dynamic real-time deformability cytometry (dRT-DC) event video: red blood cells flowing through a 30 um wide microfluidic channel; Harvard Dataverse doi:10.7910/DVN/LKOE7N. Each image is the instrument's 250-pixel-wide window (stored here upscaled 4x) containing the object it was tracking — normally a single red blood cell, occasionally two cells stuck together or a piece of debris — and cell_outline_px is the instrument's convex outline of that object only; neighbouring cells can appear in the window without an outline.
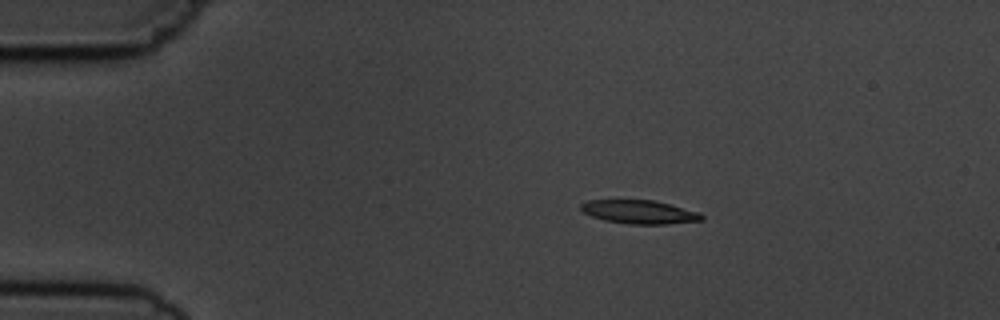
{"species": "common noctule bat (a hibernating species)", "species_latin": "Nyctalus noctula", "temperature_condition": "cold", "stored_images_in_passage": 7, "camera_frame_rate_fps": 3000, "um_per_image_px": 0.085, "animal": {"sex": "male", "body_mass_g": 19.5, "forearm_length_mm": 54.6}, "frame": {"image": 1, "passage_image": 3, "time_ms": 2.333, "image_size_px": [1000, 320], "cell_outline_px": [[704, 220], [668, 224], [628, 224], [604, 220], [592, 216], [584, 212], [580, 208], [580, 204], [588, 200], [652, 200], [700, 212], [704, 216]], "centroid_in_image_um": [54.36, 18.02], "position_along_channel_um": 30.6, "area_um2": 16.53}}
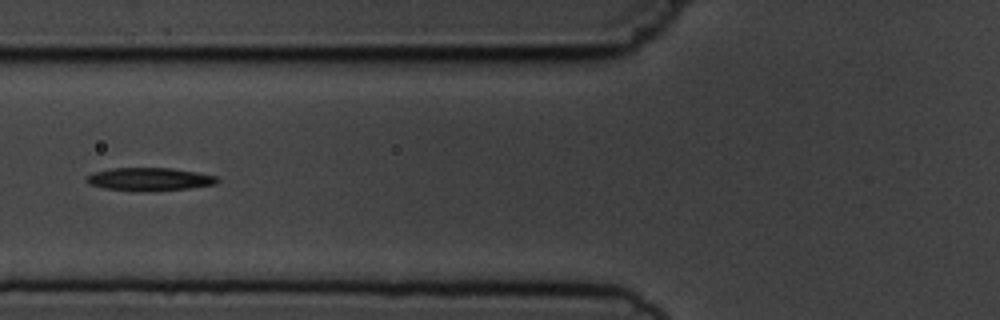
{"frame": {"image": 2, "passage_image": 6, "time_ms": 6.0, "image_size_px": [1000, 320], "cell_outline_px": [[220, 180], [216, 184], [188, 188], [104, 188], [88, 184], [84, 180], [92, 172], [112, 168], [172, 168], [196, 172], [216, 176]], "centroid_in_image_um": [12.7, 15.17], "position_along_channel_um": 113.1, "area_um2": 16.42}}
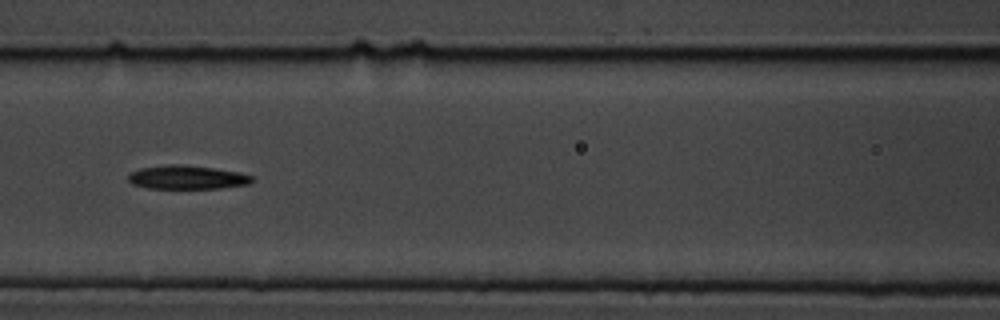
{"frame": {"image": 3, "passage_image": 7, "time_ms": 7.0, "image_size_px": [1000, 320], "cell_outline_px": [[252, 180], [248, 184], [220, 188], [148, 188], [132, 184], [128, 180], [128, 176], [132, 172], [140, 168], [168, 164], [180, 164], [212, 168], [240, 172], [252, 176]], "centroid_in_image_um": [15.88, 15.07], "position_along_channel_um": 150.7, "area_um2": 16.94}}